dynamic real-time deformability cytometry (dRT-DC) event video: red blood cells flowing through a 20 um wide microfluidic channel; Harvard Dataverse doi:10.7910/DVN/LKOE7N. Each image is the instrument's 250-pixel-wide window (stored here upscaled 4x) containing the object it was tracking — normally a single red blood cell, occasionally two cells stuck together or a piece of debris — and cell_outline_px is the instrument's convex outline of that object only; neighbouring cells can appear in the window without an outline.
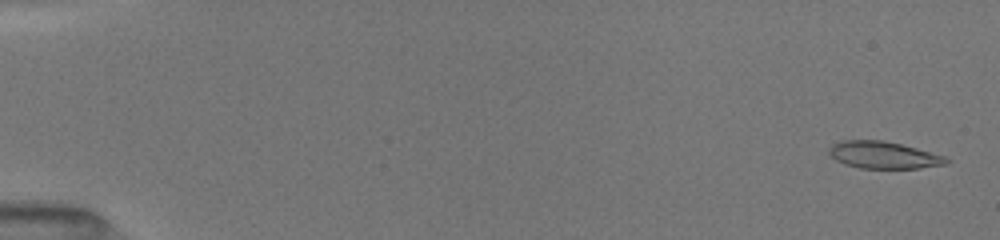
{"species": "common noctule bat (a hibernating species)", "species_latin": "Nyctalus noctula", "temperature_condition": "room temperature", "stored_images_in_passage": 69, "camera_frame_rate_fps": 3000, "um_per_image_px": 0.085, "animal": {"sex": "female", "body_mass_g": 19.5, "forearm_length_mm": 54.1}, "frame": {"image": 1, "passage_image": 2, "time_ms": 0.333, "image_size_px": [1000, 240], "cell_outline_px": [[948, 164], [920, 168], [860, 168], [844, 164], [836, 160], [828, 152], [828, 148], [832, 144], [840, 140], [884, 140], [916, 148], [944, 156], [948, 160]], "centroid_in_image_um": [75.06, 13.17], "position_along_channel_um": 9.9, "area_um2": 18.44}}
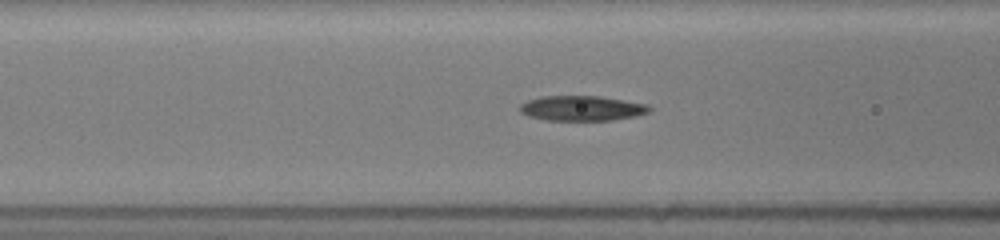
{"frame": {"image": 2, "passage_image": 32, "time_ms": 7.0, "image_size_px": [1000, 240], "cell_outline_px": [[652, 108], [648, 112], [636, 116], [612, 120], [544, 120], [528, 116], [520, 112], [520, 104], [528, 100], [540, 96], [600, 96], [648, 104]], "centroid_in_image_um": [49.45, 9.2], "position_along_channel_um": 117.1, "area_um2": 18.96}}
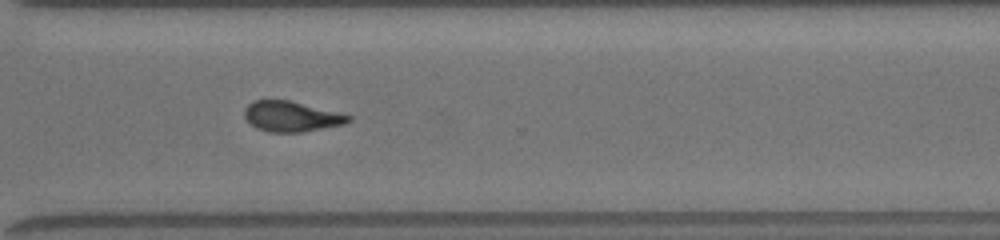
{"frame": {"image": 3, "passage_image": 68, "time_ms": 12.667, "image_size_px": [1000, 240], "cell_outline_px": [[352, 120], [344, 124], [300, 132], [268, 132], [256, 128], [244, 116], [244, 108], [252, 100], [288, 100], [352, 116]], "centroid_in_image_um": [24.73, 9.9], "position_along_channel_um": 345.9, "area_um2": 18.15}}